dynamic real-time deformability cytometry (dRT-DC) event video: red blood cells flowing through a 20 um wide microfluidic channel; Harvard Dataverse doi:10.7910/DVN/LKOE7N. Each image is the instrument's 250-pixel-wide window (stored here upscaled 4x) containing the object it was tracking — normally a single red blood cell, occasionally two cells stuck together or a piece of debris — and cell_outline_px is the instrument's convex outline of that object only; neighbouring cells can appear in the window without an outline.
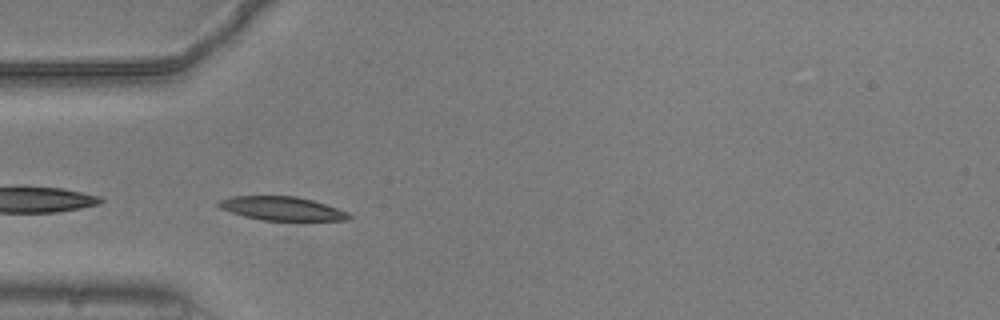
{"species": "common noctule bat (a hibernating species)", "species_latin": "Nyctalus noctula", "temperature_condition": "warm", "stored_images_in_passage": 30, "camera_frame_rate_fps": 3000, "um_per_image_px": 0.085, "animal": {"sex": "male", "body_mass_g": 20.5, "forearm_length_mm": 52.5}, "frame": {"image": 1, "passage_image": 1, "time_ms": 0.0, "image_size_px": [1000, 320], "cell_outline_px": [[352, 216], [348, 220], [260, 220], [244, 216], [220, 208], [216, 204], [220, 200], [232, 196], [296, 196], [312, 200], [348, 212]], "centroid_in_image_um": [23.94, 17.72], "position_along_channel_um": 61.1, "area_um2": 17.8}}
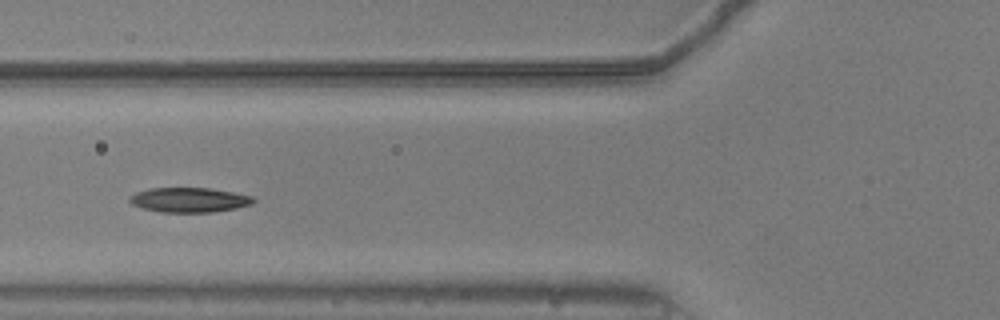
{"frame": {"image": 2, "passage_image": 5, "time_ms": 1.333, "image_size_px": [1000, 320], "cell_outline_px": [[256, 200], [252, 204], [236, 208], [212, 212], [160, 212], [144, 208], [132, 204], [128, 200], [128, 196], [136, 192], [152, 188], [212, 188], [252, 196]], "centroid_in_image_um": [16.08, 16.99], "position_along_channel_um": 109.7, "area_um2": 17.8}, "authors_computed_cell_mechanics": {"area_um2": 17.8891, "velocity_mm_per_s": 3.7582, "shape_relaxation_time_tau1_ms": 4.2075, "shape_relaxation_time_tau2_ms": null, "deformation_change_tau1": 0.1188, "deformation_change_tau2": null}}